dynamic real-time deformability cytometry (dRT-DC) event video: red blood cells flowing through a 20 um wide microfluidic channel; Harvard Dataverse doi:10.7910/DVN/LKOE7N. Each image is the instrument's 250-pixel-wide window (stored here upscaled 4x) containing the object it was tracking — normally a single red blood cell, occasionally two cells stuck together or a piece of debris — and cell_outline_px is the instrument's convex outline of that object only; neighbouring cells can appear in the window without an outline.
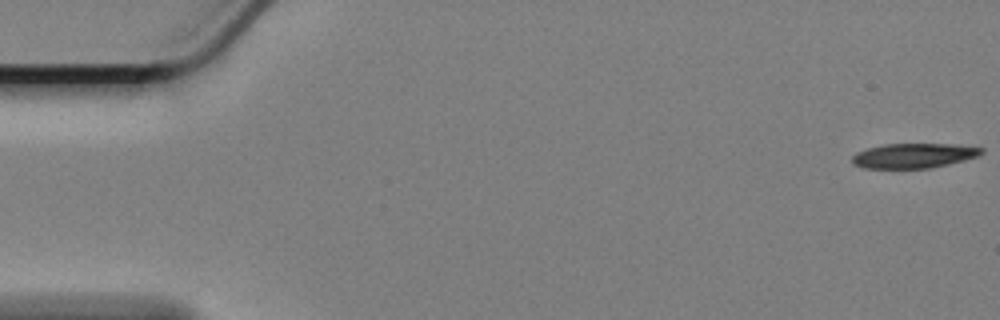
{"species": "Egyptian fruit bat (a non-hibernating species)", "species_latin": "Rousettus aegyptiacus", "temperature_condition": "cold", "stored_images_in_passage": 59, "camera_frame_rate_fps": 3000, "um_per_image_px": 0.085, "animal": {"sex": "female"}, "frame": {"image": 1, "passage_image": 1, "time_ms": 0.0, "image_size_px": [1000, 320], "cell_outline_px": [[984, 152], [976, 156], [964, 160], [932, 168], [864, 168], [852, 164], [852, 156], [856, 152], [868, 148], [884, 144], [952, 144], [984, 148]], "centroid_in_image_um": [77.64, 13.23], "position_along_channel_um": 7.4, "area_um2": 18.61}}
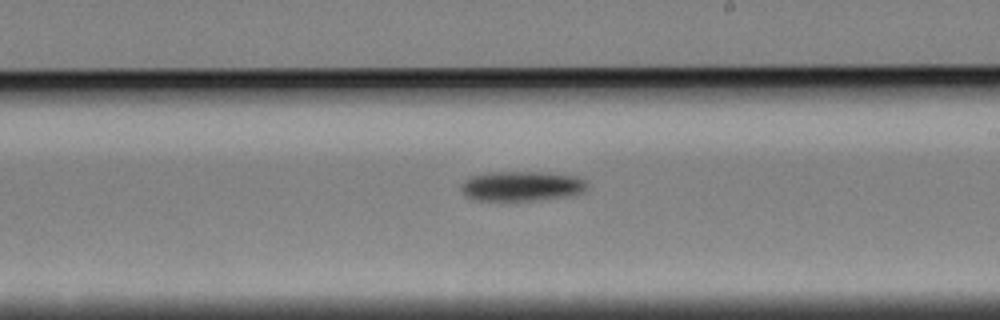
{"frame": {"image": 2, "passage_image": 34, "time_ms": 11.0, "image_size_px": [1000, 320], "cell_outline_px": [[588, 184], [584, 192], [572, 196], [532, 200], [472, 200], [464, 196], [460, 188], [460, 184], [464, 180], [472, 176], [492, 172], [540, 172], [576, 176], [584, 180]], "centroid_in_image_um": [44.32, 15.82], "position_along_channel_um": 244.7, "area_um2": 22.02}}
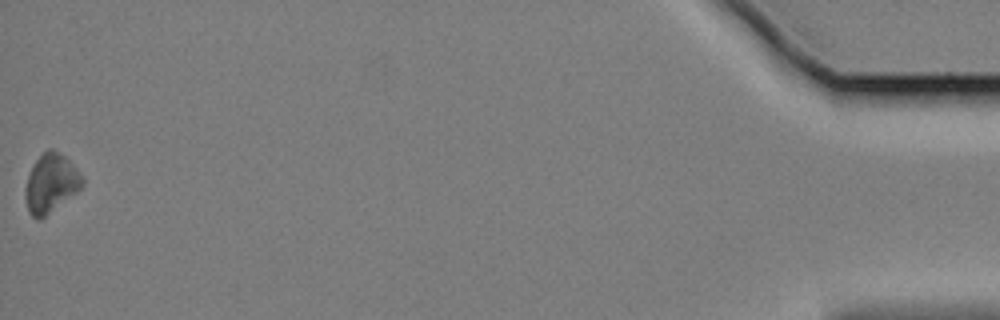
{"frame": {"image": 3, "passage_image": 59, "time_ms": 19.333, "image_size_px": [1000, 320], "cell_outline_px": [[84, 184], [76, 192], [40, 220], [36, 220], [28, 212], [24, 196], [24, 188], [28, 176], [36, 160], [48, 148], [52, 148], [64, 156], [72, 164], [84, 180]], "centroid_in_image_um": [4.29, 15.6], "position_along_channel_um": 430.9, "area_um2": 19.25}, "authors_computed_cell_mechanics": {"area_um2": 20.8658, "velocity_mm_per_s": 3.3807, "shape_relaxation_time_tau1_ms": 1.9788, "shape_relaxation_time_tau2_ms": null, "deformation_change_tau1": 0.0891, "deformation_change_tau2": null}}